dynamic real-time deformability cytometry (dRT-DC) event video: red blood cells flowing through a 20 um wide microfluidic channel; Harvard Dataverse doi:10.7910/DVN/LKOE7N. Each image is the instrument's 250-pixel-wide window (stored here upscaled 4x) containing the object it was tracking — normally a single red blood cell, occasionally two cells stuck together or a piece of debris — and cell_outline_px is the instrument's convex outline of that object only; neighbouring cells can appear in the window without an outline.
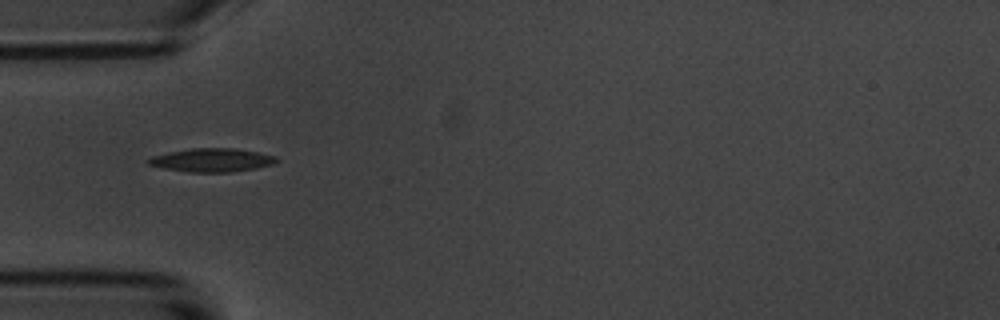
{"species": "common noctule bat (a hibernating species)", "species_latin": "Nyctalus noctula", "temperature_condition": "room temperature", "stored_images_in_passage": 39, "camera_frame_rate_fps": 3000, "um_per_image_px": 0.085, "animal": {"sex": "male", "body_mass_g": 20.1, "forearm_length_mm": 53.5}, "frame": {"image": 1, "passage_image": 1, "time_ms": 0.0, "image_size_px": [1000, 320], "cell_outline_px": [[280, 160], [272, 164], [256, 168], [232, 172], [188, 172], [164, 168], [148, 164], [144, 160], [152, 156], [168, 152], [192, 148], [232, 148], [256, 152], [276, 156]], "centroid_in_image_um": [17.99, 13.61], "position_along_channel_um": 67.0, "area_um2": 17.51}}
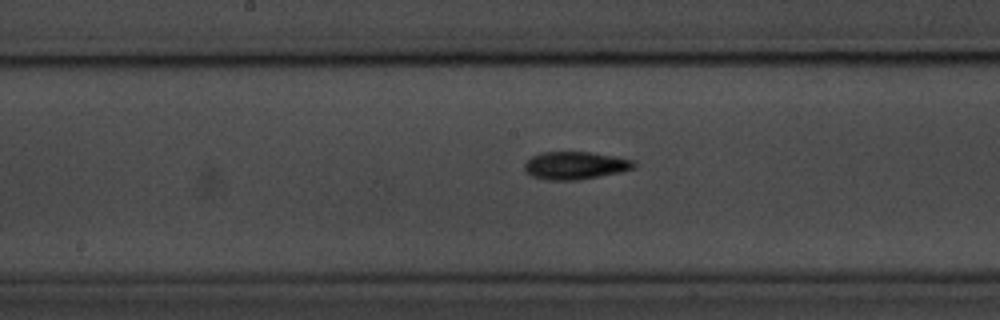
{"frame": {"image": 2, "passage_image": 12, "time_ms": 3.667, "image_size_px": [1000, 320], "cell_outline_px": [[636, 168], [620, 172], [580, 180], [544, 180], [532, 176], [524, 172], [524, 164], [532, 156], [540, 152], [592, 152], [632, 160], [636, 164]], "centroid_in_image_um": [48.86, 14.07], "position_along_channel_um": 199.3, "area_um2": 17.8}}
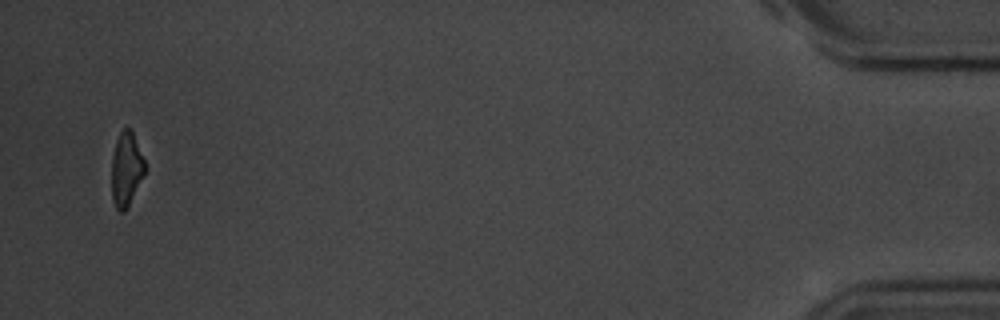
{"frame": {"image": 3, "passage_image": 38, "time_ms": 12.333, "image_size_px": [1000, 320], "cell_outline_px": [[144, 172], [128, 208], [124, 212], [120, 212], [116, 208], [112, 200], [112, 156], [116, 140], [120, 132], [124, 128], [132, 128], [144, 160]], "centroid_in_image_um": [10.72, 14.37], "position_along_channel_um": 424.5, "area_um2": 14.28}}